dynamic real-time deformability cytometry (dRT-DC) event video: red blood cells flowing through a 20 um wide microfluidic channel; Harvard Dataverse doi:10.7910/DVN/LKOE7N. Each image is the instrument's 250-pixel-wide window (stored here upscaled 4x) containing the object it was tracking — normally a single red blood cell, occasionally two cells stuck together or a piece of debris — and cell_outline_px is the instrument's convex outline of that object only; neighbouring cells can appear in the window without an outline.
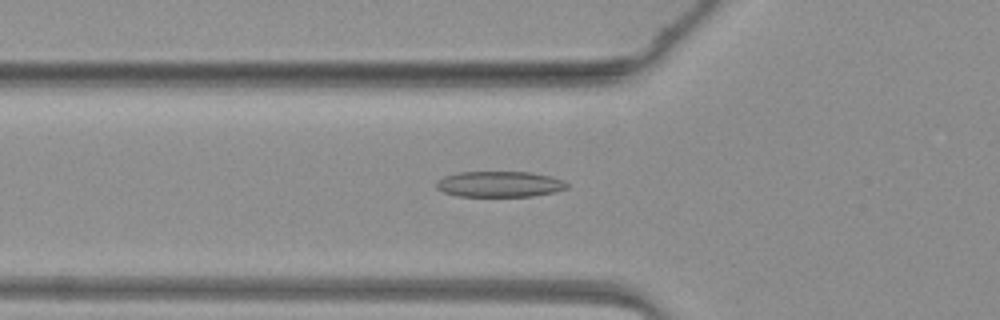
{"species": "common noctule bat (a hibernating species)", "species_latin": "Nyctalus noctula", "temperature_condition": "warm", "stored_images_in_passage": 47, "camera_frame_rate_fps": 3000, "um_per_image_px": 0.085, "animal": {"sex": "female", "body_mass_g": 19.3, "forearm_length_mm": 54.1}, "frame": {"image": 1, "passage_image": 17, "time_ms": 5.333, "image_size_px": [1000, 320], "cell_outline_px": [[568, 188], [556, 192], [532, 196], [456, 196], [444, 192], [436, 188], [436, 180], [444, 176], [460, 172], [532, 172], [564, 180], [568, 184]], "centroid_in_image_um": [42.46, 15.65], "position_along_channel_um": 83.3, "area_um2": 19.71}}
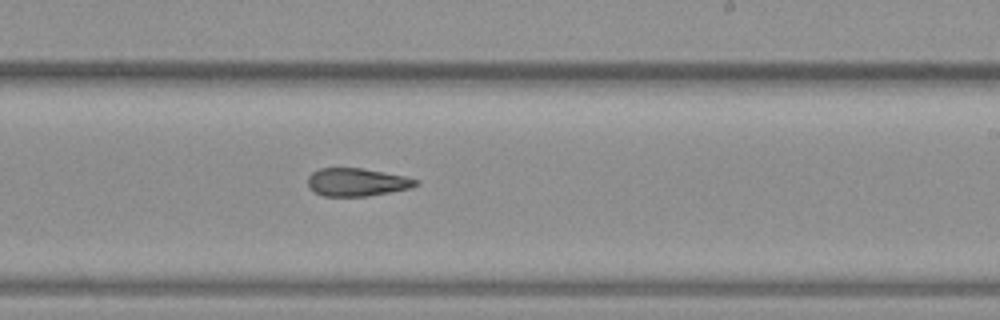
{"frame": {"image": 2, "passage_image": 29, "time_ms": 9.333, "image_size_px": [1000, 320], "cell_outline_px": [[420, 184], [412, 188], [368, 196], [324, 196], [308, 188], [308, 176], [312, 172], [320, 168], [360, 168], [404, 176], [420, 180]], "centroid_in_image_um": [30.35, 15.49], "position_along_channel_um": 258.7, "area_um2": 17.63}}
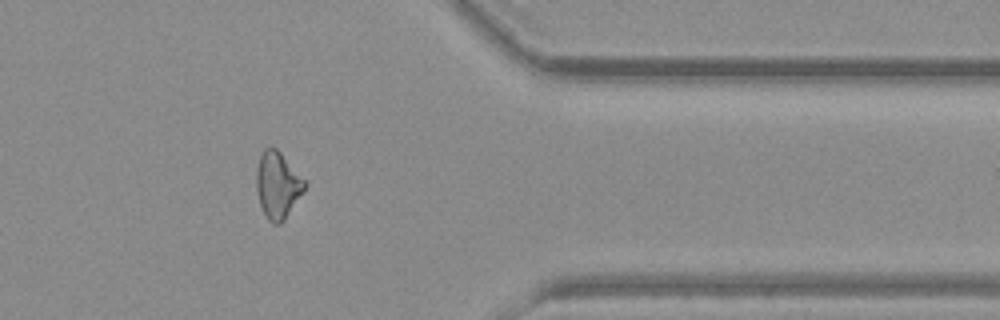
{"frame": {"image": 3, "passage_image": 39, "time_ms": 12.667, "image_size_px": [1000, 320], "cell_outline_px": [[308, 184], [284, 220], [280, 224], [272, 224], [268, 220], [260, 204], [256, 188], [256, 168], [260, 156], [264, 148], [276, 148], [280, 152]], "centroid_in_image_um": [23.59, 15.74], "position_along_channel_um": 387.8, "area_um2": 18.5}}